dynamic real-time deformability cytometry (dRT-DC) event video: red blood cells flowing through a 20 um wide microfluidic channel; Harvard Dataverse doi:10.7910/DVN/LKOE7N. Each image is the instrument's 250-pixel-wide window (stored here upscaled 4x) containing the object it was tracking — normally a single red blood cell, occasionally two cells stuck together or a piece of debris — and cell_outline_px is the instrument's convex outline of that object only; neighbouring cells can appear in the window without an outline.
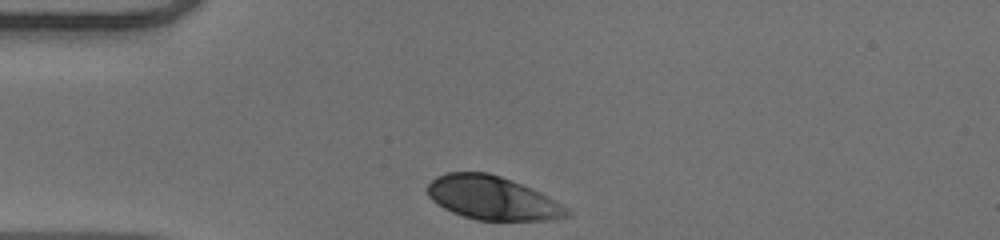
{"species": "human", "species_latin": "Homo sapiens", "temperature_condition": "warm", "stored_images_in_passage": 30, "camera_frame_rate_fps": 3000, "um_per_image_px": 0.085, "donor": {"sex": "male"}, "frame": {"image": 1, "passage_image": 1, "time_ms": 0.0, "image_size_px": [1000, 240], "cell_outline_px": [[572, 216], [548, 220], [476, 220], [452, 212], [444, 208], [432, 200], [428, 196], [424, 188], [436, 176], [448, 172], [488, 172], [512, 180], [532, 188], [548, 196], [568, 208], [572, 212]], "centroid_in_image_um": [41.85, 16.83], "position_along_channel_um": 43.1, "area_um2": 35.66}}
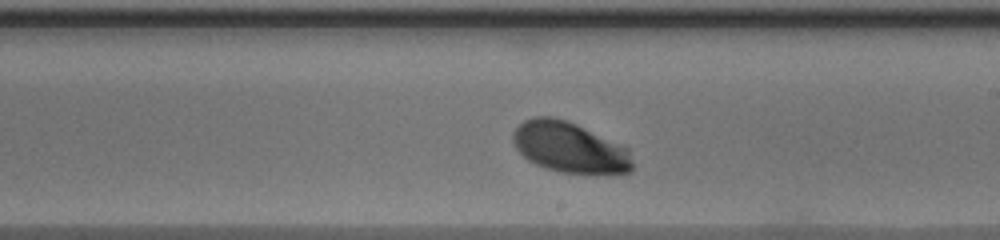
{"frame": {"image": 2, "passage_image": 18, "time_ms": 5.667, "image_size_px": [1000, 240], "cell_outline_px": [[632, 172], [560, 172], [544, 168], [528, 160], [516, 148], [512, 140], [512, 132], [524, 120], [532, 116], [552, 116], [568, 120], [628, 148], [632, 160]], "centroid_in_image_um": [48.36, 12.49], "position_along_channel_um": 240.6, "area_um2": 34.91}}
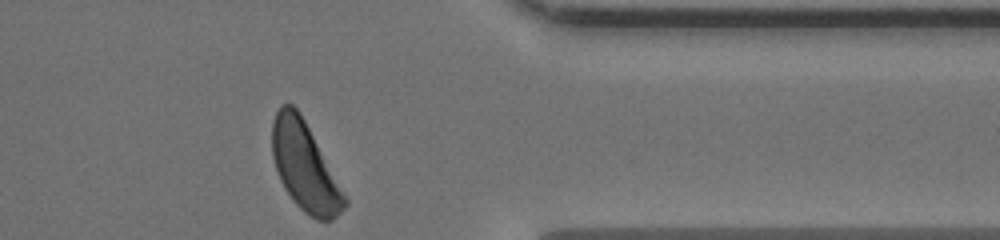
{"frame": {"image": 3, "passage_image": 30, "time_ms": 9.667, "image_size_px": [1000, 240], "cell_outline_px": [[348, 204], [332, 220], [316, 220], [304, 212], [296, 204], [284, 188], [280, 180], [272, 156], [272, 120], [280, 104], [292, 104], [300, 112], [348, 200]], "centroid_in_image_um": [25.88, 14.16], "position_along_channel_um": 385.5, "area_um2": 36.88}, "authors_computed_cell_mechanics": {"area_um2": 36.1828, "velocity_mm_per_s": 3.9335, "shape_relaxation_time_tau1_ms": 1.762, "shape_relaxation_time_tau2_ms": null, "deformation_change_tau1": 0.1475, "deformation_change_tau2": null}}